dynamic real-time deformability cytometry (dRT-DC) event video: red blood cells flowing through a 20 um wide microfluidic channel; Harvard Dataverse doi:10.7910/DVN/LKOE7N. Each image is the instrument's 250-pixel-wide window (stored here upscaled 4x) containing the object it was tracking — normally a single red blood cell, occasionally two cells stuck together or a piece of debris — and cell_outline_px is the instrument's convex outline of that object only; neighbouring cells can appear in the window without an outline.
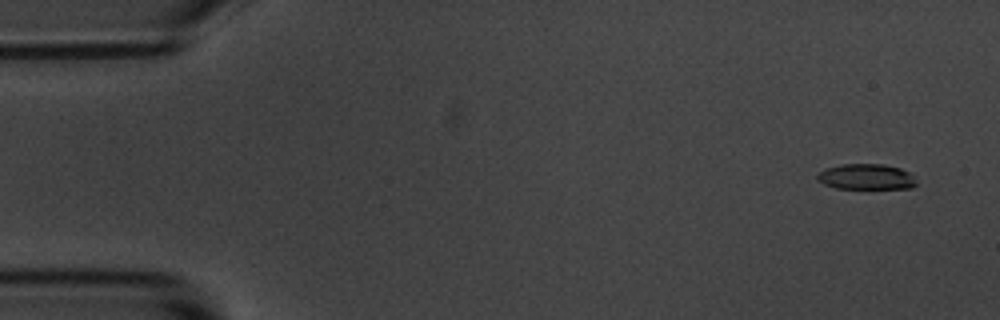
{"species": "common noctule bat (a hibernating species)", "species_latin": "Nyctalus noctula", "temperature_condition": "room temperature", "stored_images_in_passage": 6, "camera_frame_rate_fps": 3000, "um_per_image_px": 0.085, "animal": {"sex": "male", "body_mass_g": 20.1, "forearm_length_mm": 53.5}, "frame": {"image": 1, "passage_image": 1, "time_ms": 0.0, "image_size_px": [1000, 320], "cell_outline_px": [[916, 184], [912, 188], [836, 188], [824, 184], [816, 180], [816, 176], [820, 172], [828, 168], [840, 164], [884, 164], [900, 168], [908, 172], [916, 180]], "centroid_in_image_um": [73.62, 15.02], "position_along_channel_um": 11.4, "area_um2": 14.68}}
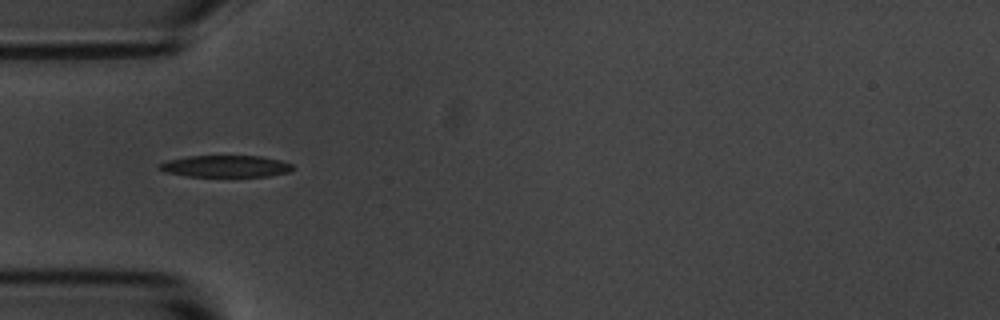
{"frame": {"image": 2, "passage_image": 5, "time_ms": 4.667, "image_size_px": [1000, 320], "cell_outline_px": [[296, 168], [288, 172], [268, 176], [188, 176], [164, 172], [156, 168], [156, 164], [168, 160], [188, 156], [260, 156], [280, 160], [292, 164]], "centroid_in_image_um": [19.14, 14.13], "position_along_channel_um": 65.9, "area_um2": 16.99}}